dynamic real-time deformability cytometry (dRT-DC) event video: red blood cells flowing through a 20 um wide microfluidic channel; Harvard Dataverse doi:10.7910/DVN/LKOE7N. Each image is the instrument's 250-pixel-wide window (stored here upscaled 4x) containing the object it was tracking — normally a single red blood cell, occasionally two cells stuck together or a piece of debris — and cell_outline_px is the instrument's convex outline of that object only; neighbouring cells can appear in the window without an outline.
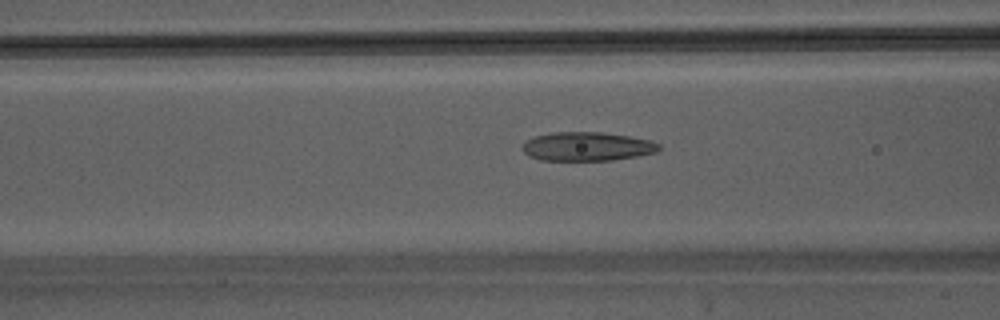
{"species": "Egyptian fruit bat (a non-hibernating species)", "species_latin": "Rousettus aegyptiacus", "temperature_condition": "warm", "stored_images_in_passage": 46, "camera_frame_rate_fps": 3000, "um_per_image_px": 0.085, "animal": {"sex": "male"}, "frame": {"image": 1, "passage_image": 19, "time_ms": 6.0, "image_size_px": [1000, 320], "cell_outline_px": [[660, 148], [656, 152], [640, 156], [612, 160], [540, 160], [528, 156], [520, 148], [528, 140], [536, 136], [552, 132], [604, 132], [628, 136], [648, 140], [660, 144]], "centroid_in_image_um": [49.9, 12.45], "position_along_channel_um": 116.7, "area_um2": 22.95}}
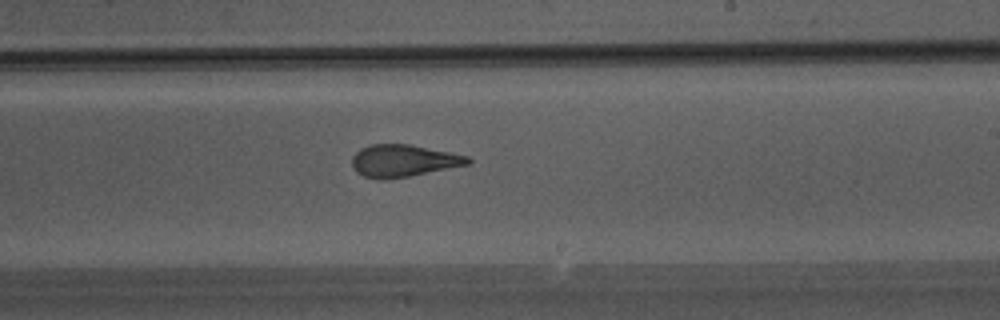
{"frame": {"image": 2, "passage_image": 28, "time_ms": 9.0, "image_size_px": [1000, 320], "cell_outline_px": [[472, 160], [468, 164], [408, 176], [384, 180], [376, 180], [364, 176], [356, 172], [352, 164], [352, 156], [360, 148], [368, 144], [408, 144], [468, 156]], "centroid_in_image_um": [34.22, 13.66], "position_along_channel_um": 254.8, "area_um2": 21.56}}
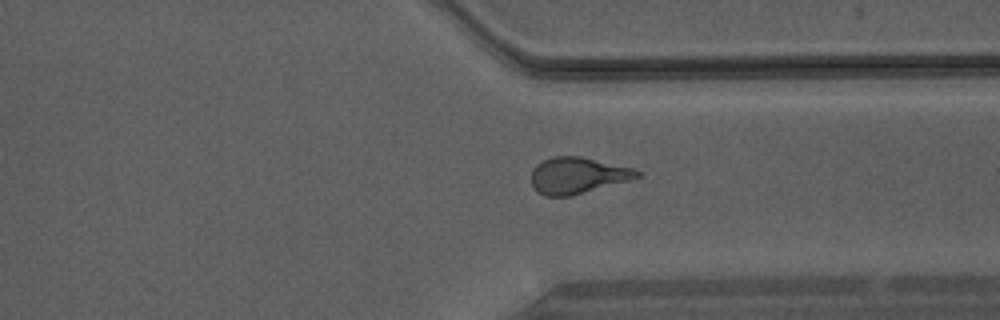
{"frame": {"image": 3, "passage_image": 35, "time_ms": 11.333, "image_size_px": [1000, 320], "cell_outline_px": [[640, 176], [628, 180], [572, 196], [544, 196], [536, 192], [532, 184], [532, 168], [536, 164], [552, 156], [580, 156], [636, 168], [640, 172]], "centroid_in_image_um": [49.07, 14.91], "position_along_channel_um": 362.3, "area_um2": 22.48}}